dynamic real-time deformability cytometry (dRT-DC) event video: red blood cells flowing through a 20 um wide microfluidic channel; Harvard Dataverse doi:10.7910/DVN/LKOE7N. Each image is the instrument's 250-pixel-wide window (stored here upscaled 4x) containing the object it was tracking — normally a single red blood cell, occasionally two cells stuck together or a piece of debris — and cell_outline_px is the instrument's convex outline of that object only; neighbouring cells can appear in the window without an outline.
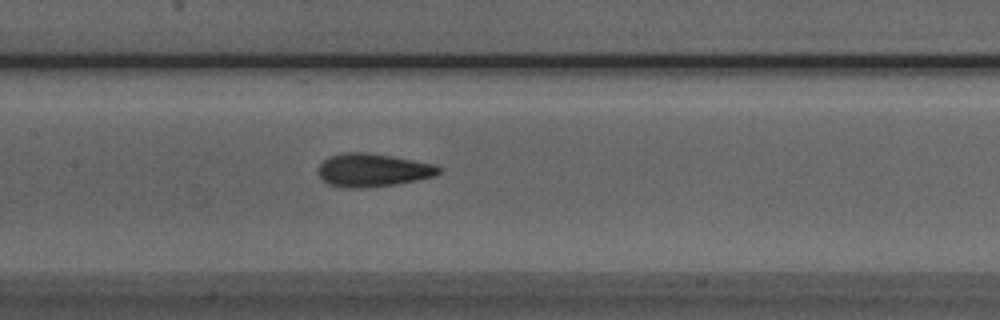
{"species": "Egyptian fruit bat (a non-hibernating species)", "species_latin": "Rousettus aegyptiacus", "temperature_condition": "room temperature", "stored_images_in_passage": 33, "camera_frame_rate_fps": 3000, "um_per_image_px": 0.085, "animal": {"sex": "male"}, "frame": {"image": 1, "passage_image": 16, "time_ms": 5.0, "image_size_px": [1000, 320], "cell_outline_px": [[444, 168], [440, 172], [432, 176], [416, 180], [396, 184], [364, 188], [344, 188], [328, 184], [316, 172], [316, 168], [328, 156], [344, 152], [364, 152], [392, 156], [436, 164]], "centroid_in_image_um": [31.66, 14.45], "position_along_channel_um": 175.7, "area_um2": 23.52}}
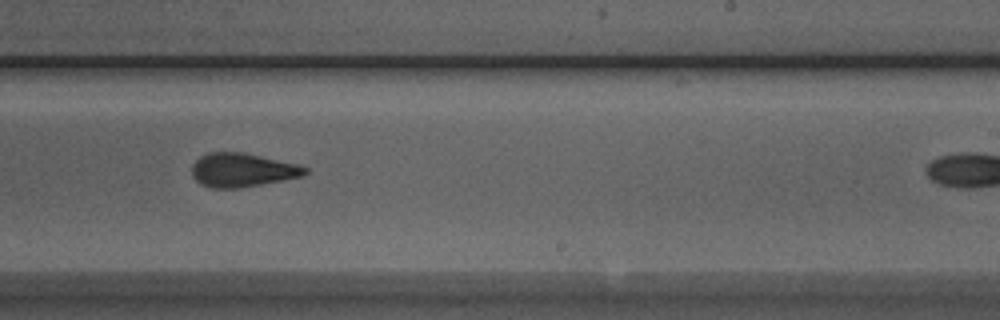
{"frame": {"image": 2, "passage_image": 23, "time_ms": 7.333, "image_size_px": [1000, 320], "cell_outline_px": [[308, 172], [304, 176], [284, 180], [240, 188], [212, 188], [200, 184], [192, 176], [192, 164], [200, 156], [208, 152], [244, 152], [296, 164], [308, 168]], "centroid_in_image_um": [20.58, 14.45], "position_along_channel_um": 268.4, "area_um2": 22.37}}
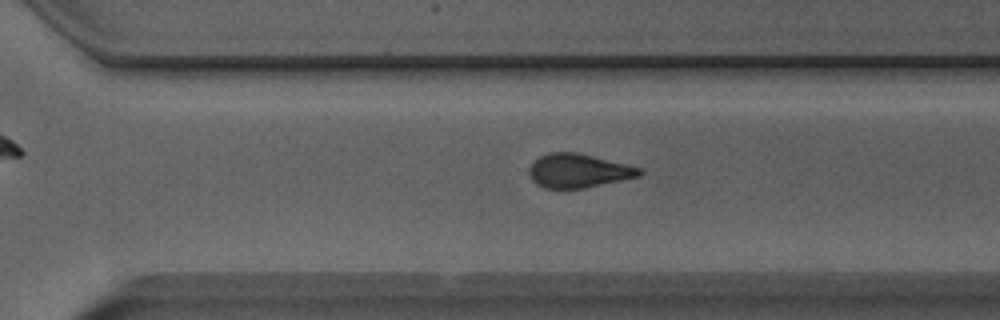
{"frame": {"image": 3, "passage_image": 27, "time_ms": 8.667, "image_size_px": [1000, 320], "cell_outline_px": [[644, 172], [640, 176], [584, 188], [544, 188], [536, 184], [532, 180], [528, 172], [528, 168], [540, 156], [548, 152], [576, 152], [644, 168]], "centroid_in_image_um": [49.18, 14.51], "position_along_channel_um": 321.4, "area_um2": 21.79}}